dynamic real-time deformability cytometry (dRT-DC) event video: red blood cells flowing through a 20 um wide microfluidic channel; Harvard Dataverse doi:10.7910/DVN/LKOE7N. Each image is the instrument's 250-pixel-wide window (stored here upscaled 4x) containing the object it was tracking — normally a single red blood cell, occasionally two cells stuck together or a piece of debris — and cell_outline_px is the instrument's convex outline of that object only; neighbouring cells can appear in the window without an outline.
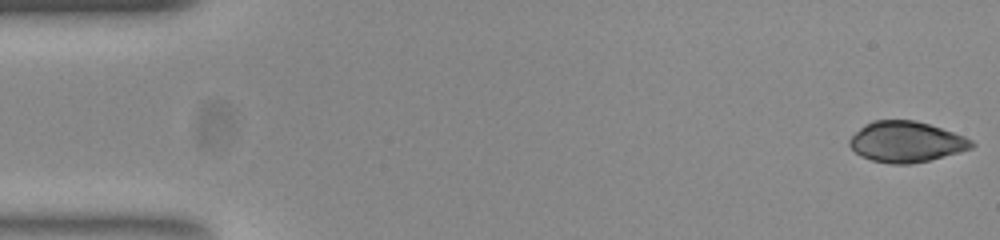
{"species": "common noctule bat (a hibernating species)", "species_latin": "Nyctalus noctula", "temperature_condition": "room temperature", "stored_images_in_passage": 54, "camera_frame_rate_fps": 3000, "um_per_image_px": 0.085, "animal": {"sex": "female", "body_mass_g": 23.0, "forearm_length_mm": 53.4}, "frame": {"image": 1, "passage_image": 1, "time_ms": 0.0, "image_size_px": [1000, 240], "cell_outline_px": [[976, 144], [972, 148], [960, 152], [912, 164], [892, 164], [872, 160], [860, 156], [848, 144], [848, 140], [864, 124], [872, 120], [916, 120], [964, 136], [972, 140]], "centroid_in_image_um": [77.01, 12.05], "position_along_channel_um": 8.0, "area_um2": 28.9}}
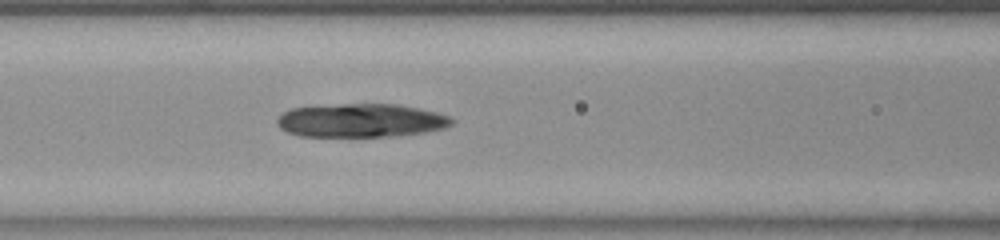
{"frame": {"image": 2, "passage_image": 22, "time_ms": 7.0, "image_size_px": [1000, 240], "cell_outline_px": [[456, 120], [452, 124], [444, 128], [424, 132], [396, 136], [300, 136], [288, 132], [280, 128], [276, 124], [276, 120], [284, 112], [292, 108], [340, 104], [396, 104], [436, 112], [448, 116]], "centroid_in_image_um": [30.68, 10.24], "position_along_channel_um": 135.9, "area_um2": 33.99}}
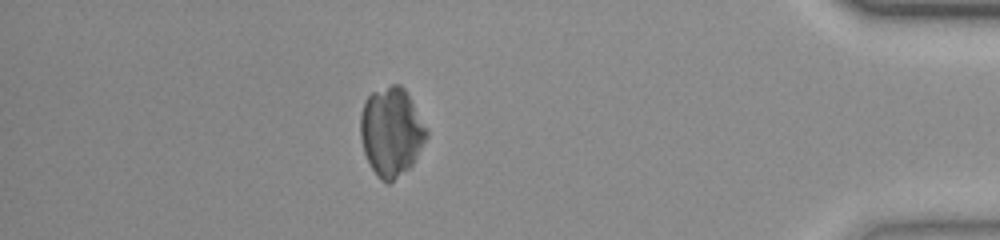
{"frame": {"image": 3, "passage_image": 47, "time_ms": 15.333, "image_size_px": [1000, 240], "cell_outline_px": [[428, 136], [412, 164], [408, 168], [388, 184], [380, 180], [372, 168], [364, 152], [360, 136], [360, 116], [364, 100], [372, 92], [392, 84], [400, 84], [404, 88], [428, 132]], "centroid_in_image_um": [33.23, 11.2], "position_along_channel_um": 402.0, "area_um2": 33.76}}